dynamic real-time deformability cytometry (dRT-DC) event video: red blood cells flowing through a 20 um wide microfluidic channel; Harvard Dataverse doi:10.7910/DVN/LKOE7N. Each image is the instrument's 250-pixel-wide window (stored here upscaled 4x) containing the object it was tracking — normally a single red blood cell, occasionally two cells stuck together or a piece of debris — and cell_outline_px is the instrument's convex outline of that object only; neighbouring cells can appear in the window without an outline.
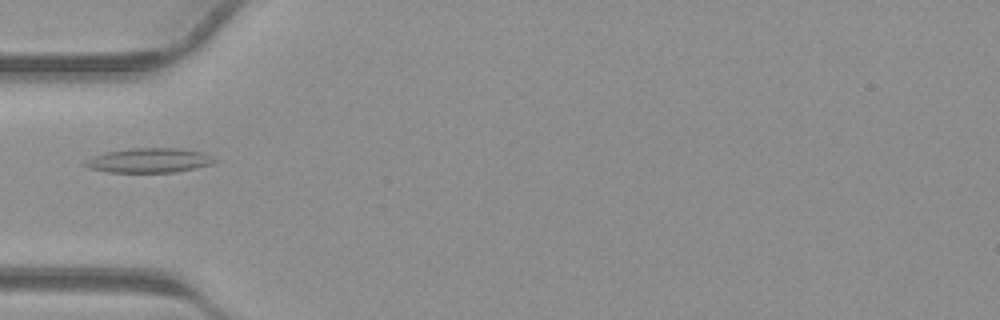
{"species": "common noctule bat (a hibernating species)", "species_latin": "Nyctalus noctula", "temperature_condition": "warm", "stored_images_in_passage": 32, "camera_frame_rate_fps": 3000, "um_per_image_px": 0.085, "animal": {"sex": "male", "body_mass_g": 23.1, "forearm_length_mm": 52.7}, "frame": {"image": 1, "passage_image": 5, "time_ms": 1.333, "image_size_px": [1000, 320], "cell_outline_px": [[216, 160], [212, 164], [196, 168], [176, 172], [108, 172], [88, 168], [80, 164], [84, 160], [92, 156], [104, 152], [132, 148], [176, 148], [204, 152], [212, 156]], "centroid_in_image_um": [12.63, 13.63], "position_along_channel_um": 72.4, "area_um2": 18.73}}
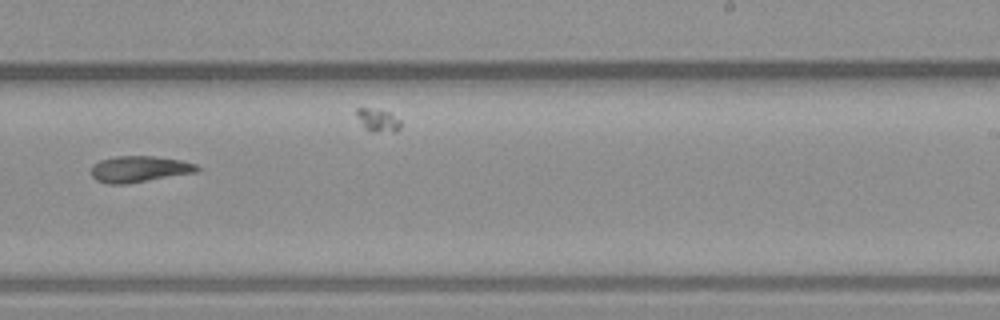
{"frame": {"image": 2, "passage_image": 17, "time_ms": 5.333, "image_size_px": [1000, 320], "cell_outline_px": [[200, 168], [196, 172], [124, 184], [108, 184], [96, 180], [92, 176], [92, 164], [100, 160], [116, 156], [152, 156], [180, 160], [196, 164]], "centroid_in_image_um": [11.81, 14.36], "position_along_channel_um": 277.2, "area_um2": 16.01}}
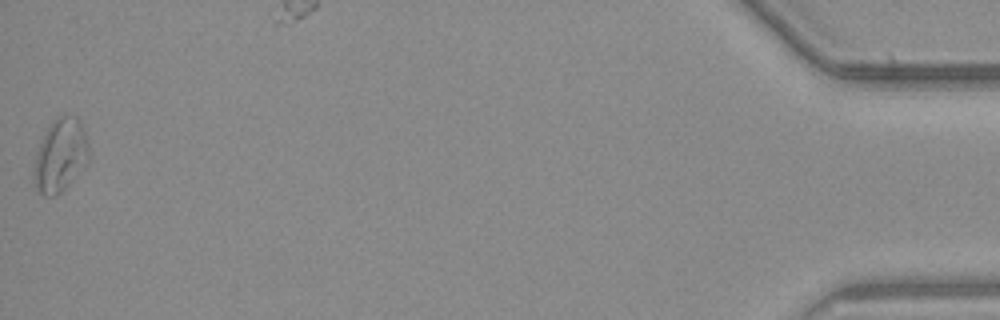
{"frame": {"image": 3, "passage_image": 32, "time_ms": 10.333, "image_size_px": [1000, 320], "cell_outline_px": [[88, 164], [56, 196], [44, 196], [36, 192], [32, 172], [36, 152], [52, 120], [56, 116], [64, 112], [76, 116], [80, 120], [88, 144]], "centroid_in_image_um": [5.11, 13.19], "position_along_channel_um": 430.1, "area_um2": 23.76}}